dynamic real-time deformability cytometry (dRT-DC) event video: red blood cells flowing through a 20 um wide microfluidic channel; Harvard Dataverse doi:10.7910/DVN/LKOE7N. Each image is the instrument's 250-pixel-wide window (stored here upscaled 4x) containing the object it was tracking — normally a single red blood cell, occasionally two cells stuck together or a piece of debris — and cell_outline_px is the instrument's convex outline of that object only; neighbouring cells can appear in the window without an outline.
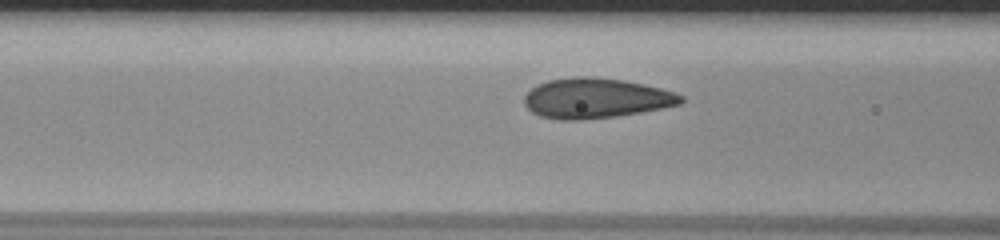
{"species": "human", "species_latin": "Homo sapiens", "temperature_condition": "room temperature", "stored_images_in_passage": 12, "camera_frame_rate_fps": 3000, "um_per_image_px": 0.085, "donor": {"sex": "male"}, "frame": {"image": 1, "passage_image": 10, "time_ms": 3.0, "image_size_px": [1000, 240], "cell_outline_px": [[684, 100], [680, 104], [640, 112], [616, 116], [580, 120], [560, 120], [540, 116], [532, 112], [524, 104], [524, 96], [536, 84], [548, 80], [572, 76], [592, 76], [624, 80], [644, 84], [676, 92], [684, 96]], "centroid_in_image_um": [50.63, 8.34], "position_along_channel_um": 116.0, "area_um2": 36.76}}